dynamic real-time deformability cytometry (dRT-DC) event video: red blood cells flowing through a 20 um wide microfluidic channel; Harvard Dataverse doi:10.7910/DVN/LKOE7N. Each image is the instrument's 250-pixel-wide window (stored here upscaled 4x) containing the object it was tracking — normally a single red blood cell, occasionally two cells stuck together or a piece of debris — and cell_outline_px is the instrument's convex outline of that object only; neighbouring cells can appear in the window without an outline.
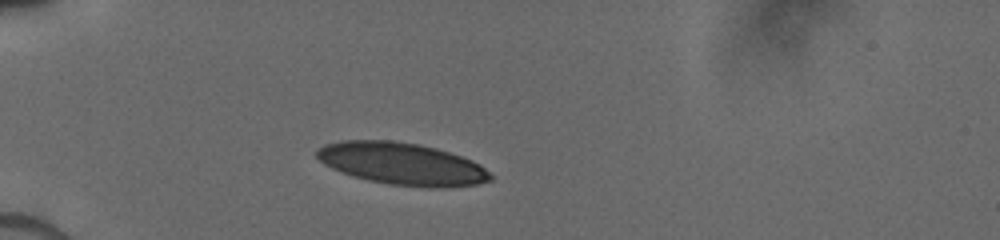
{"species": "human", "species_latin": "Homo sapiens", "temperature_condition": "cold", "stored_images_in_passage": 18, "camera_frame_rate_fps": 3000, "um_per_image_px": 0.085, "donor": {"sex": "male"}, "frame": {"image": 1, "passage_image": 1, "time_ms": 0.0, "image_size_px": [1000, 240], "cell_outline_px": [[492, 180], [476, 184], [444, 188], [428, 188], [388, 184], [368, 180], [352, 176], [332, 168], [324, 164], [316, 156], [316, 148], [324, 144], [340, 140], [392, 140], [420, 144], [436, 148], [472, 160], [480, 164], [492, 176]], "centroid_in_image_um": [34.14, 13.92], "position_along_channel_um": 50.9, "area_um2": 42.89}}
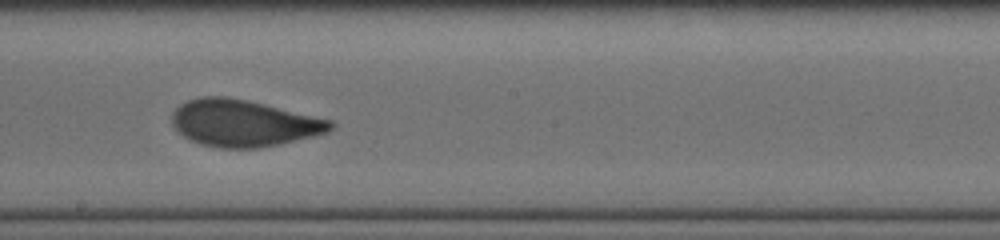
{"frame": {"image": 2, "passage_image": 6, "time_ms": 5.0, "image_size_px": [1000, 240], "cell_outline_px": [[336, 124], [328, 132], [316, 136], [280, 144], [256, 148], [220, 148], [200, 144], [188, 140], [176, 132], [172, 124], [172, 112], [180, 104], [188, 100], [200, 96], [228, 96], [248, 100], [332, 120]], "centroid_in_image_um": [20.68, 10.47], "position_along_channel_um": 227.5, "area_um2": 43.64}}
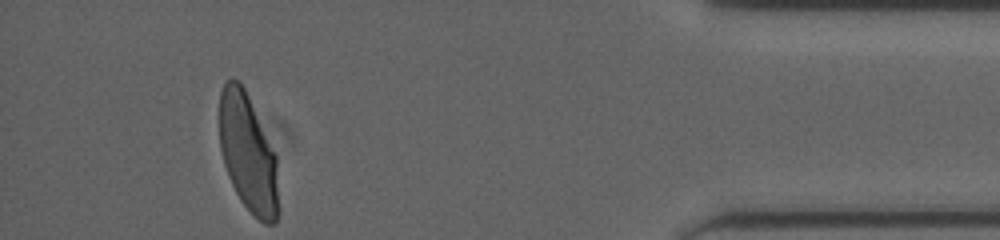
{"frame": {"image": 3, "passage_image": 16, "time_ms": 10.667, "image_size_px": [1000, 240], "cell_outline_px": [[280, 208], [276, 220], [272, 224], [264, 224], [240, 200], [228, 176], [224, 164], [220, 148], [220, 92], [224, 84], [232, 76], [240, 80], [248, 96], [276, 156]], "centroid_in_image_um": [21.09, 13.03], "position_along_channel_um": 414.1, "area_um2": 40.52}}